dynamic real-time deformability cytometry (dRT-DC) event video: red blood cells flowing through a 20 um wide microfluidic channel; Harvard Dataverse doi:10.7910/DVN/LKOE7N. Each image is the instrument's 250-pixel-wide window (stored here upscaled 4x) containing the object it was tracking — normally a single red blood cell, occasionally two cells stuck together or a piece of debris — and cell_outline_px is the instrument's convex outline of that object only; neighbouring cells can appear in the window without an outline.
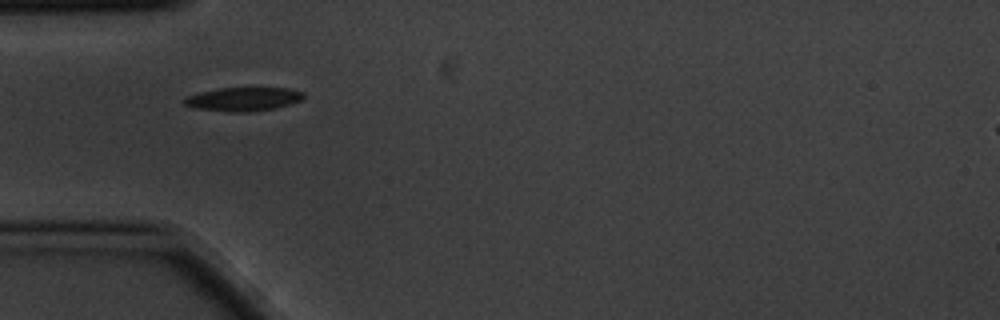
{"species": "common noctule bat (a hibernating species)", "species_latin": "Nyctalus noctula", "temperature_condition": "cold", "stored_images_in_passage": 6, "camera_frame_rate_fps": 3000, "um_per_image_px": 0.085, "animal": {"sex": "male", "body_mass_g": 20.1, "forearm_length_mm": 53.5}, "frame": {"image": 1, "passage_image": 5, "time_ms": 1.333, "image_size_px": [1000, 320], "cell_outline_px": [[304, 96], [300, 100], [288, 104], [272, 108], [252, 112], [232, 112], [196, 108], [184, 104], [180, 100], [184, 96], [200, 92], [220, 88], [288, 88], [304, 92]], "centroid_in_image_um": [20.62, 8.42], "position_along_channel_um": 64.4, "area_um2": 16.42}}